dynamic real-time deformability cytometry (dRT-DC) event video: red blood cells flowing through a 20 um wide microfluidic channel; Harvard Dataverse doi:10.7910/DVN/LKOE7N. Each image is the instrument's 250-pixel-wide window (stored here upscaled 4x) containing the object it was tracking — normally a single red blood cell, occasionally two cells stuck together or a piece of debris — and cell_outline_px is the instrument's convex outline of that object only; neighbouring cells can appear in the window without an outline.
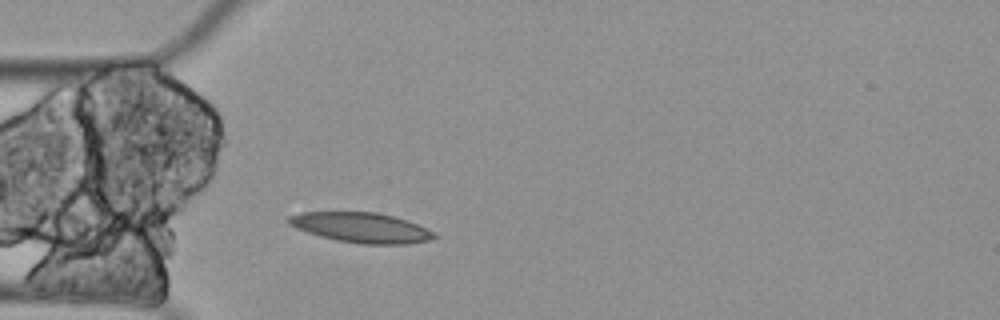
{"species": "Egyptian fruit bat (a non-hibernating species)", "species_latin": "Rousettus aegyptiacus", "temperature_condition": "cold", "stored_images_in_passage": 2, "camera_frame_rate_fps": 3000, "um_per_image_px": 0.085, "animal": {"sex": "female"}, "frame": {"image": 1, "passage_image": 2, "time_ms": 0.333, "image_size_px": [1000, 320], "cell_outline_px": [[436, 236], [432, 240], [408, 244], [360, 244], [336, 240], [320, 236], [296, 228], [288, 224], [284, 220], [288, 216], [300, 212], [376, 212], [408, 220], [432, 232]], "centroid_in_image_um": [30.65, 19.34], "position_along_channel_um": 54.3, "area_um2": 25.49}}